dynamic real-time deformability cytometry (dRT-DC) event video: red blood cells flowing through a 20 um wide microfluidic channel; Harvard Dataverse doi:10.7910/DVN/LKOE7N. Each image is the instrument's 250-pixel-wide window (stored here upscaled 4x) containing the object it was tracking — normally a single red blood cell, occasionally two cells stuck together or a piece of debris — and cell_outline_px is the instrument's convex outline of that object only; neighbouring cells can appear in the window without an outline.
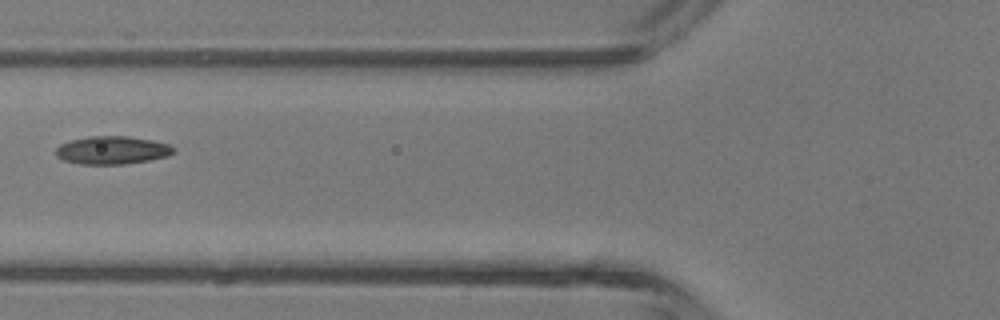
{"species": "common noctule bat (a hibernating species)", "species_latin": "Nyctalus noctula", "temperature_condition": "room temperature", "stored_images_in_passage": 5, "camera_frame_rate_fps": 3000, "um_per_image_px": 0.085, "animal": {"sex": "male", "body_mass_g": 13.3}, "frame": {"image": 1, "passage_image": 5, "time_ms": 4.667, "image_size_px": [1000, 320], "cell_outline_px": [[176, 148], [168, 156], [148, 160], [124, 164], [80, 164], [64, 160], [56, 156], [56, 148], [60, 144], [72, 140], [88, 136], [128, 136], [152, 140], [168, 144]], "centroid_in_image_um": [9.52, 12.76], "position_along_channel_um": 116.3, "area_um2": 19.13}}